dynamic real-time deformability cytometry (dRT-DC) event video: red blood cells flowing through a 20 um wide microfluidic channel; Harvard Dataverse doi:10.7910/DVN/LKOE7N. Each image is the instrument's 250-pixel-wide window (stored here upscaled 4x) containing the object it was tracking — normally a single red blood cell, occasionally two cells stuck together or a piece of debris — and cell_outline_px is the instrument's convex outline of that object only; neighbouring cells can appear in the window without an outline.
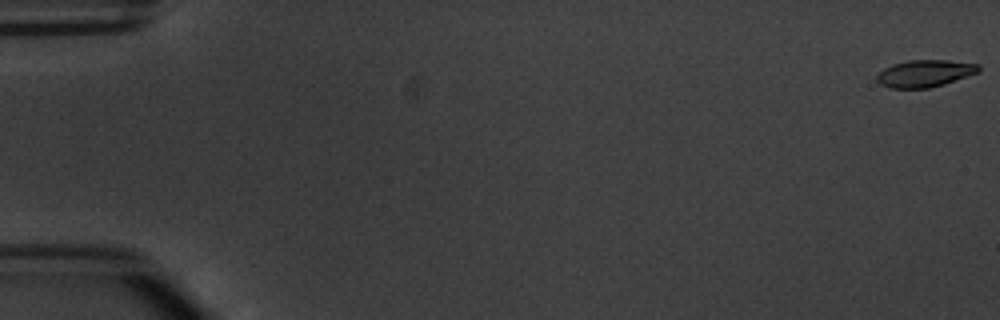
{"species": "common noctule bat (a hibernating species)", "species_latin": "Nyctalus noctula", "temperature_condition": "warm", "stored_images_in_passage": 4, "camera_frame_rate_fps": 3000, "um_per_image_px": 0.085, "animal": {"sex": "male", "body_mass_g": 20.1, "forearm_length_mm": 53.5}, "frame": {"image": 1, "passage_image": 1, "time_ms": 0.0, "image_size_px": [1000, 320], "cell_outline_px": [[980, 72], [944, 84], [928, 88], [892, 88], [880, 84], [876, 80], [876, 76], [884, 68], [892, 64], [908, 60], [944, 60], [980, 64]], "centroid_in_image_um": [78.62, 6.24], "position_along_channel_um": 6.4, "area_um2": 16.07}}